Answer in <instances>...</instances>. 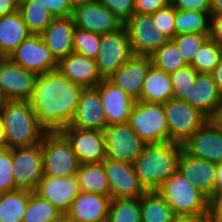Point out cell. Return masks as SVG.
<instances>
[{
  "label": "cell",
  "instance_id": "6da1fadb",
  "mask_svg": "<svg viewBox=\"0 0 222 222\" xmlns=\"http://www.w3.org/2000/svg\"><path fill=\"white\" fill-rule=\"evenodd\" d=\"M82 90L81 86L55 69L37 75L35 88L28 101L47 131H59L70 125Z\"/></svg>",
  "mask_w": 222,
  "mask_h": 222
},
{
  "label": "cell",
  "instance_id": "7a4b0ae2",
  "mask_svg": "<svg viewBox=\"0 0 222 222\" xmlns=\"http://www.w3.org/2000/svg\"><path fill=\"white\" fill-rule=\"evenodd\" d=\"M183 147L175 142L147 143L133 162L136 175L146 191H156L174 172Z\"/></svg>",
  "mask_w": 222,
  "mask_h": 222
},
{
  "label": "cell",
  "instance_id": "3957f363",
  "mask_svg": "<svg viewBox=\"0 0 222 222\" xmlns=\"http://www.w3.org/2000/svg\"><path fill=\"white\" fill-rule=\"evenodd\" d=\"M0 117L11 149L39 144L47 132L29 101H6L0 107Z\"/></svg>",
  "mask_w": 222,
  "mask_h": 222
},
{
  "label": "cell",
  "instance_id": "277c9868",
  "mask_svg": "<svg viewBox=\"0 0 222 222\" xmlns=\"http://www.w3.org/2000/svg\"><path fill=\"white\" fill-rule=\"evenodd\" d=\"M175 215L208 213L209 199L177 170L157 190Z\"/></svg>",
  "mask_w": 222,
  "mask_h": 222
},
{
  "label": "cell",
  "instance_id": "5b68a950",
  "mask_svg": "<svg viewBox=\"0 0 222 222\" xmlns=\"http://www.w3.org/2000/svg\"><path fill=\"white\" fill-rule=\"evenodd\" d=\"M44 175L69 177L76 175L80 162L70 143L59 131H47L42 138Z\"/></svg>",
  "mask_w": 222,
  "mask_h": 222
},
{
  "label": "cell",
  "instance_id": "8992f818",
  "mask_svg": "<svg viewBox=\"0 0 222 222\" xmlns=\"http://www.w3.org/2000/svg\"><path fill=\"white\" fill-rule=\"evenodd\" d=\"M146 143L169 142V130L163 104L135 101L129 122Z\"/></svg>",
  "mask_w": 222,
  "mask_h": 222
},
{
  "label": "cell",
  "instance_id": "52a82bcc",
  "mask_svg": "<svg viewBox=\"0 0 222 222\" xmlns=\"http://www.w3.org/2000/svg\"><path fill=\"white\" fill-rule=\"evenodd\" d=\"M169 130V141L183 145L209 119L186 101L169 99L163 104Z\"/></svg>",
  "mask_w": 222,
  "mask_h": 222
},
{
  "label": "cell",
  "instance_id": "ba28073f",
  "mask_svg": "<svg viewBox=\"0 0 222 222\" xmlns=\"http://www.w3.org/2000/svg\"><path fill=\"white\" fill-rule=\"evenodd\" d=\"M133 55L124 25L115 32L103 34L99 53L95 59L102 79H109Z\"/></svg>",
  "mask_w": 222,
  "mask_h": 222
},
{
  "label": "cell",
  "instance_id": "9c48e42d",
  "mask_svg": "<svg viewBox=\"0 0 222 222\" xmlns=\"http://www.w3.org/2000/svg\"><path fill=\"white\" fill-rule=\"evenodd\" d=\"M106 158L133 164L142 153L144 142L130 124H116L104 129Z\"/></svg>",
  "mask_w": 222,
  "mask_h": 222
},
{
  "label": "cell",
  "instance_id": "30bf717a",
  "mask_svg": "<svg viewBox=\"0 0 222 222\" xmlns=\"http://www.w3.org/2000/svg\"><path fill=\"white\" fill-rule=\"evenodd\" d=\"M12 172L18 189L35 191L44 175L41 143L12 149Z\"/></svg>",
  "mask_w": 222,
  "mask_h": 222
},
{
  "label": "cell",
  "instance_id": "8fae6325",
  "mask_svg": "<svg viewBox=\"0 0 222 222\" xmlns=\"http://www.w3.org/2000/svg\"><path fill=\"white\" fill-rule=\"evenodd\" d=\"M124 26L134 55L151 56L168 41L161 31L154 28L155 23L151 14L135 13Z\"/></svg>",
  "mask_w": 222,
  "mask_h": 222
},
{
  "label": "cell",
  "instance_id": "7c38bea8",
  "mask_svg": "<svg viewBox=\"0 0 222 222\" xmlns=\"http://www.w3.org/2000/svg\"><path fill=\"white\" fill-rule=\"evenodd\" d=\"M36 78L35 73L17 65L9 57H0V91L6 101H28Z\"/></svg>",
  "mask_w": 222,
  "mask_h": 222
},
{
  "label": "cell",
  "instance_id": "4fadbf2b",
  "mask_svg": "<svg viewBox=\"0 0 222 222\" xmlns=\"http://www.w3.org/2000/svg\"><path fill=\"white\" fill-rule=\"evenodd\" d=\"M14 63L41 75L57 69L58 61L45 45L40 34H31L8 56Z\"/></svg>",
  "mask_w": 222,
  "mask_h": 222
},
{
  "label": "cell",
  "instance_id": "5bb4252c",
  "mask_svg": "<svg viewBox=\"0 0 222 222\" xmlns=\"http://www.w3.org/2000/svg\"><path fill=\"white\" fill-rule=\"evenodd\" d=\"M183 150L198 159L211 163L222 162V127L209 118L183 145Z\"/></svg>",
  "mask_w": 222,
  "mask_h": 222
},
{
  "label": "cell",
  "instance_id": "9a60e30c",
  "mask_svg": "<svg viewBox=\"0 0 222 222\" xmlns=\"http://www.w3.org/2000/svg\"><path fill=\"white\" fill-rule=\"evenodd\" d=\"M59 132L70 143L80 164L103 162L106 158L104 131L66 126L61 128Z\"/></svg>",
  "mask_w": 222,
  "mask_h": 222
},
{
  "label": "cell",
  "instance_id": "2e32d148",
  "mask_svg": "<svg viewBox=\"0 0 222 222\" xmlns=\"http://www.w3.org/2000/svg\"><path fill=\"white\" fill-rule=\"evenodd\" d=\"M71 17L75 27L101 35L115 32L124 25L99 1L73 7Z\"/></svg>",
  "mask_w": 222,
  "mask_h": 222
},
{
  "label": "cell",
  "instance_id": "e0dca14e",
  "mask_svg": "<svg viewBox=\"0 0 222 222\" xmlns=\"http://www.w3.org/2000/svg\"><path fill=\"white\" fill-rule=\"evenodd\" d=\"M103 165L109 182L111 199L138 198L146 192L139 182L133 164L105 158Z\"/></svg>",
  "mask_w": 222,
  "mask_h": 222
},
{
  "label": "cell",
  "instance_id": "ac0fdd59",
  "mask_svg": "<svg viewBox=\"0 0 222 222\" xmlns=\"http://www.w3.org/2000/svg\"><path fill=\"white\" fill-rule=\"evenodd\" d=\"M34 192L43 199L48 200L65 215L73 200L81 191L76 175L69 177L43 175Z\"/></svg>",
  "mask_w": 222,
  "mask_h": 222
},
{
  "label": "cell",
  "instance_id": "d6986e66",
  "mask_svg": "<svg viewBox=\"0 0 222 222\" xmlns=\"http://www.w3.org/2000/svg\"><path fill=\"white\" fill-rule=\"evenodd\" d=\"M70 127L104 131L108 126L102 101L96 87L83 88Z\"/></svg>",
  "mask_w": 222,
  "mask_h": 222
},
{
  "label": "cell",
  "instance_id": "ffe728a7",
  "mask_svg": "<svg viewBox=\"0 0 222 222\" xmlns=\"http://www.w3.org/2000/svg\"><path fill=\"white\" fill-rule=\"evenodd\" d=\"M151 65L150 56L133 55L108 80L137 101Z\"/></svg>",
  "mask_w": 222,
  "mask_h": 222
},
{
  "label": "cell",
  "instance_id": "44dd1931",
  "mask_svg": "<svg viewBox=\"0 0 222 222\" xmlns=\"http://www.w3.org/2000/svg\"><path fill=\"white\" fill-rule=\"evenodd\" d=\"M111 197L81 191L73 200L65 222H107Z\"/></svg>",
  "mask_w": 222,
  "mask_h": 222
},
{
  "label": "cell",
  "instance_id": "7402d4cb",
  "mask_svg": "<svg viewBox=\"0 0 222 222\" xmlns=\"http://www.w3.org/2000/svg\"><path fill=\"white\" fill-rule=\"evenodd\" d=\"M96 88L102 101L108 126L129 122L135 100L108 79H103Z\"/></svg>",
  "mask_w": 222,
  "mask_h": 222
},
{
  "label": "cell",
  "instance_id": "603a6c76",
  "mask_svg": "<svg viewBox=\"0 0 222 222\" xmlns=\"http://www.w3.org/2000/svg\"><path fill=\"white\" fill-rule=\"evenodd\" d=\"M57 70L82 88L96 87L103 80L95 59L75 52L60 59Z\"/></svg>",
  "mask_w": 222,
  "mask_h": 222
},
{
  "label": "cell",
  "instance_id": "cb8c5ba5",
  "mask_svg": "<svg viewBox=\"0 0 222 222\" xmlns=\"http://www.w3.org/2000/svg\"><path fill=\"white\" fill-rule=\"evenodd\" d=\"M178 170L208 199L215 194V163L195 158L182 150Z\"/></svg>",
  "mask_w": 222,
  "mask_h": 222
},
{
  "label": "cell",
  "instance_id": "d4e9b609",
  "mask_svg": "<svg viewBox=\"0 0 222 222\" xmlns=\"http://www.w3.org/2000/svg\"><path fill=\"white\" fill-rule=\"evenodd\" d=\"M186 102L208 118L217 116L222 105V95L219 93L211 73H198Z\"/></svg>",
  "mask_w": 222,
  "mask_h": 222
},
{
  "label": "cell",
  "instance_id": "484cf974",
  "mask_svg": "<svg viewBox=\"0 0 222 222\" xmlns=\"http://www.w3.org/2000/svg\"><path fill=\"white\" fill-rule=\"evenodd\" d=\"M75 24L70 16L55 17L40 34L57 61L73 52Z\"/></svg>",
  "mask_w": 222,
  "mask_h": 222
},
{
  "label": "cell",
  "instance_id": "4316f807",
  "mask_svg": "<svg viewBox=\"0 0 222 222\" xmlns=\"http://www.w3.org/2000/svg\"><path fill=\"white\" fill-rule=\"evenodd\" d=\"M31 34L19 11L0 16V57H8Z\"/></svg>",
  "mask_w": 222,
  "mask_h": 222
},
{
  "label": "cell",
  "instance_id": "83f0119b",
  "mask_svg": "<svg viewBox=\"0 0 222 222\" xmlns=\"http://www.w3.org/2000/svg\"><path fill=\"white\" fill-rule=\"evenodd\" d=\"M173 98L170 74L150 66L143 83L139 101L164 104Z\"/></svg>",
  "mask_w": 222,
  "mask_h": 222
},
{
  "label": "cell",
  "instance_id": "f1b7e54d",
  "mask_svg": "<svg viewBox=\"0 0 222 222\" xmlns=\"http://www.w3.org/2000/svg\"><path fill=\"white\" fill-rule=\"evenodd\" d=\"M80 191L110 196V187L103 162L80 164L76 174Z\"/></svg>",
  "mask_w": 222,
  "mask_h": 222
},
{
  "label": "cell",
  "instance_id": "f546056e",
  "mask_svg": "<svg viewBox=\"0 0 222 222\" xmlns=\"http://www.w3.org/2000/svg\"><path fill=\"white\" fill-rule=\"evenodd\" d=\"M33 191L18 189L0 193V222H23L30 194Z\"/></svg>",
  "mask_w": 222,
  "mask_h": 222
},
{
  "label": "cell",
  "instance_id": "4dcf8cb0",
  "mask_svg": "<svg viewBox=\"0 0 222 222\" xmlns=\"http://www.w3.org/2000/svg\"><path fill=\"white\" fill-rule=\"evenodd\" d=\"M141 222H173L175 214L157 191H146L140 197Z\"/></svg>",
  "mask_w": 222,
  "mask_h": 222
},
{
  "label": "cell",
  "instance_id": "1f68e13d",
  "mask_svg": "<svg viewBox=\"0 0 222 222\" xmlns=\"http://www.w3.org/2000/svg\"><path fill=\"white\" fill-rule=\"evenodd\" d=\"M18 11L32 34H41L55 18L41 0L21 2Z\"/></svg>",
  "mask_w": 222,
  "mask_h": 222
},
{
  "label": "cell",
  "instance_id": "d6a6232c",
  "mask_svg": "<svg viewBox=\"0 0 222 222\" xmlns=\"http://www.w3.org/2000/svg\"><path fill=\"white\" fill-rule=\"evenodd\" d=\"M65 221L64 215L48 200L43 199L34 191L30 194L23 222Z\"/></svg>",
  "mask_w": 222,
  "mask_h": 222
},
{
  "label": "cell",
  "instance_id": "836d02e7",
  "mask_svg": "<svg viewBox=\"0 0 222 222\" xmlns=\"http://www.w3.org/2000/svg\"><path fill=\"white\" fill-rule=\"evenodd\" d=\"M210 13L175 8L176 36L187 33L209 34Z\"/></svg>",
  "mask_w": 222,
  "mask_h": 222
},
{
  "label": "cell",
  "instance_id": "e575fe53",
  "mask_svg": "<svg viewBox=\"0 0 222 222\" xmlns=\"http://www.w3.org/2000/svg\"><path fill=\"white\" fill-rule=\"evenodd\" d=\"M107 222H141L140 197L111 199Z\"/></svg>",
  "mask_w": 222,
  "mask_h": 222
},
{
  "label": "cell",
  "instance_id": "d590c367",
  "mask_svg": "<svg viewBox=\"0 0 222 222\" xmlns=\"http://www.w3.org/2000/svg\"><path fill=\"white\" fill-rule=\"evenodd\" d=\"M150 59L154 67L163 70L168 74L174 73L187 65L183 60L177 45L172 40H168L163 44L150 56Z\"/></svg>",
  "mask_w": 222,
  "mask_h": 222
},
{
  "label": "cell",
  "instance_id": "8d00e7d4",
  "mask_svg": "<svg viewBox=\"0 0 222 222\" xmlns=\"http://www.w3.org/2000/svg\"><path fill=\"white\" fill-rule=\"evenodd\" d=\"M222 45L208 38L195 53L189 64L198 73H211L219 62Z\"/></svg>",
  "mask_w": 222,
  "mask_h": 222
},
{
  "label": "cell",
  "instance_id": "74e56055",
  "mask_svg": "<svg viewBox=\"0 0 222 222\" xmlns=\"http://www.w3.org/2000/svg\"><path fill=\"white\" fill-rule=\"evenodd\" d=\"M198 72L190 65L170 74V80L173 87V98L186 101L190 96V90L193 88Z\"/></svg>",
  "mask_w": 222,
  "mask_h": 222
},
{
  "label": "cell",
  "instance_id": "f35d334b",
  "mask_svg": "<svg viewBox=\"0 0 222 222\" xmlns=\"http://www.w3.org/2000/svg\"><path fill=\"white\" fill-rule=\"evenodd\" d=\"M101 34L75 27L73 52L96 59L101 43Z\"/></svg>",
  "mask_w": 222,
  "mask_h": 222
},
{
  "label": "cell",
  "instance_id": "ab89813d",
  "mask_svg": "<svg viewBox=\"0 0 222 222\" xmlns=\"http://www.w3.org/2000/svg\"><path fill=\"white\" fill-rule=\"evenodd\" d=\"M209 38V34L187 33L175 36L172 41L177 45V48L187 65H189L197 50Z\"/></svg>",
  "mask_w": 222,
  "mask_h": 222
},
{
  "label": "cell",
  "instance_id": "60d3db41",
  "mask_svg": "<svg viewBox=\"0 0 222 222\" xmlns=\"http://www.w3.org/2000/svg\"><path fill=\"white\" fill-rule=\"evenodd\" d=\"M155 26L154 28L161 31L168 40H172L176 36L175 30V7L170 3L151 14Z\"/></svg>",
  "mask_w": 222,
  "mask_h": 222
},
{
  "label": "cell",
  "instance_id": "b9f144b4",
  "mask_svg": "<svg viewBox=\"0 0 222 222\" xmlns=\"http://www.w3.org/2000/svg\"><path fill=\"white\" fill-rule=\"evenodd\" d=\"M12 149L0 152V193L18 190L12 172Z\"/></svg>",
  "mask_w": 222,
  "mask_h": 222
},
{
  "label": "cell",
  "instance_id": "7bdbcfd3",
  "mask_svg": "<svg viewBox=\"0 0 222 222\" xmlns=\"http://www.w3.org/2000/svg\"><path fill=\"white\" fill-rule=\"evenodd\" d=\"M123 23L135 14V0H99Z\"/></svg>",
  "mask_w": 222,
  "mask_h": 222
},
{
  "label": "cell",
  "instance_id": "ee69618b",
  "mask_svg": "<svg viewBox=\"0 0 222 222\" xmlns=\"http://www.w3.org/2000/svg\"><path fill=\"white\" fill-rule=\"evenodd\" d=\"M176 9L210 13V0H170Z\"/></svg>",
  "mask_w": 222,
  "mask_h": 222
},
{
  "label": "cell",
  "instance_id": "f6af8a7d",
  "mask_svg": "<svg viewBox=\"0 0 222 222\" xmlns=\"http://www.w3.org/2000/svg\"><path fill=\"white\" fill-rule=\"evenodd\" d=\"M54 17L70 16L73 11L71 0H41Z\"/></svg>",
  "mask_w": 222,
  "mask_h": 222
},
{
  "label": "cell",
  "instance_id": "bcb514c9",
  "mask_svg": "<svg viewBox=\"0 0 222 222\" xmlns=\"http://www.w3.org/2000/svg\"><path fill=\"white\" fill-rule=\"evenodd\" d=\"M170 0H135V13L152 14L166 7Z\"/></svg>",
  "mask_w": 222,
  "mask_h": 222
},
{
  "label": "cell",
  "instance_id": "7dc6e473",
  "mask_svg": "<svg viewBox=\"0 0 222 222\" xmlns=\"http://www.w3.org/2000/svg\"><path fill=\"white\" fill-rule=\"evenodd\" d=\"M209 216L211 222H222V191L209 199Z\"/></svg>",
  "mask_w": 222,
  "mask_h": 222
},
{
  "label": "cell",
  "instance_id": "c3c4849f",
  "mask_svg": "<svg viewBox=\"0 0 222 222\" xmlns=\"http://www.w3.org/2000/svg\"><path fill=\"white\" fill-rule=\"evenodd\" d=\"M209 38L222 45V15L210 16Z\"/></svg>",
  "mask_w": 222,
  "mask_h": 222
},
{
  "label": "cell",
  "instance_id": "681fc988",
  "mask_svg": "<svg viewBox=\"0 0 222 222\" xmlns=\"http://www.w3.org/2000/svg\"><path fill=\"white\" fill-rule=\"evenodd\" d=\"M173 222H211L209 213L175 215Z\"/></svg>",
  "mask_w": 222,
  "mask_h": 222
},
{
  "label": "cell",
  "instance_id": "f907efd6",
  "mask_svg": "<svg viewBox=\"0 0 222 222\" xmlns=\"http://www.w3.org/2000/svg\"><path fill=\"white\" fill-rule=\"evenodd\" d=\"M18 0H0V16L18 11Z\"/></svg>",
  "mask_w": 222,
  "mask_h": 222
},
{
  "label": "cell",
  "instance_id": "816d5d0a",
  "mask_svg": "<svg viewBox=\"0 0 222 222\" xmlns=\"http://www.w3.org/2000/svg\"><path fill=\"white\" fill-rule=\"evenodd\" d=\"M211 75L213 77V80L217 86L219 93L222 95V54L218 64L211 72Z\"/></svg>",
  "mask_w": 222,
  "mask_h": 222
},
{
  "label": "cell",
  "instance_id": "f5cc1de1",
  "mask_svg": "<svg viewBox=\"0 0 222 222\" xmlns=\"http://www.w3.org/2000/svg\"><path fill=\"white\" fill-rule=\"evenodd\" d=\"M215 193L222 191V162L216 163Z\"/></svg>",
  "mask_w": 222,
  "mask_h": 222
},
{
  "label": "cell",
  "instance_id": "db71d44e",
  "mask_svg": "<svg viewBox=\"0 0 222 222\" xmlns=\"http://www.w3.org/2000/svg\"><path fill=\"white\" fill-rule=\"evenodd\" d=\"M222 15V0H210V16Z\"/></svg>",
  "mask_w": 222,
  "mask_h": 222
},
{
  "label": "cell",
  "instance_id": "11a10c76",
  "mask_svg": "<svg viewBox=\"0 0 222 222\" xmlns=\"http://www.w3.org/2000/svg\"><path fill=\"white\" fill-rule=\"evenodd\" d=\"M7 149H9V145L6 140L3 121L0 117V152L5 151Z\"/></svg>",
  "mask_w": 222,
  "mask_h": 222
},
{
  "label": "cell",
  "instance_id": "9f6ffc18",
  "mask_svg": "<svg viewBox=\"0 0 222 222\" xmlns=\"http://www.w3.org/2000/svg\"><path fill=\"white\" fill-rule=\"evenodd\" d=\"M71 1L73 6L75 7L81 4L95 3L98 2L99 0H71Z\"/></svg>",
  "mask_w": 222,
  "mask_h": 222
},
{
  "label": "cell",
  "instance_id": "6f0895ef",
  "mask_svg": "<svg viewBox=\"0 0 222 222\" xmlns=\"http://www.w3.org/2000/svg\"><path fill=\"white\" fill-rule=\"evenodd\" d=\"M222 127V105L219 109L217 116L214 118Z\"/></svg>",
  "mask_w": 222,
  "mask_h": 222
},
{
  "label": "cell",
  "instance_id": "680465c9",
  "mask_svg": "<svg viewBox=\"0 0 222 222\" xmlns=\"http://www.w3.org/2000/svg\"><path fill=\"white\" fill-rule=\"evenodd\" d=\"M6 102L4 96L2 95L1 91H0V107Z\"/></svg>",
  "mask_w": 222,
  "mask_h": 222
},
{
  "label": "cell",
  "instance_id": "91938a15",
  "mask_svg": "<svg viewBox=\"0 0 222 222\" xmlns=\"http://www.w3.org/2000/svg\"><path fill=\"white\" fill-rule=\"evenodd\" d=\"M27 1H32V0H18L19 3H21V2H27Z\"/></svg>",
  "mask_w": 222,
  "mask_h": 222
}]
</instances>
